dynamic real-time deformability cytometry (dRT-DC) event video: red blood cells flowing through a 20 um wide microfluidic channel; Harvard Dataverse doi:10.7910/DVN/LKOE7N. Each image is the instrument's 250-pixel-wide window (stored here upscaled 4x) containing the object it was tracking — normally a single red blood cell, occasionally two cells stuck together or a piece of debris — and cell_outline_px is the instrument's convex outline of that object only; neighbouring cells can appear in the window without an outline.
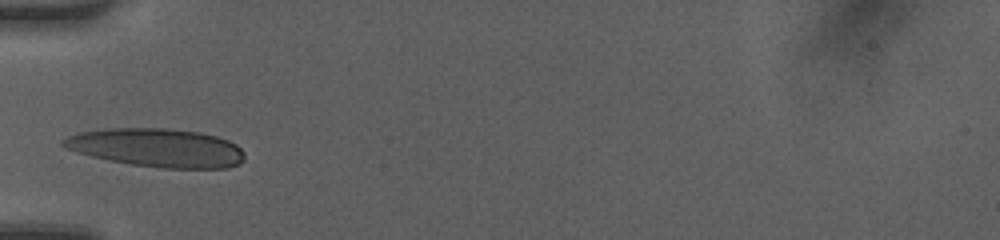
{"species": "human", "species_latin": "Homo sapiens", "temperature_condition": "room temperature", "stored_images_in_passage": 7, "camera_frame_rate_fps": 3000, "um_per_image_px": 0.085, "donor": {"sex": "female"}, "frame": {"image": 1, "passage_image": 4, "time_ms": 1.0, "image_size_px": [1000, 240], "cell_outline_px": [[244, 160], [240, 164], [228, 168], [164, 168], [132, 164], [92, 156], [64, 148], [60, 144], [60, 140], [68, 136], [80, 132], [104, 128], [164, 128], [200, 132], [216, 136], [228, 140], [236, 144], [244, 152]], "centroid_in_image_um": [13.34, 12.55], "position_along_channel_um": 71.7, "area_um2": 40.69}}
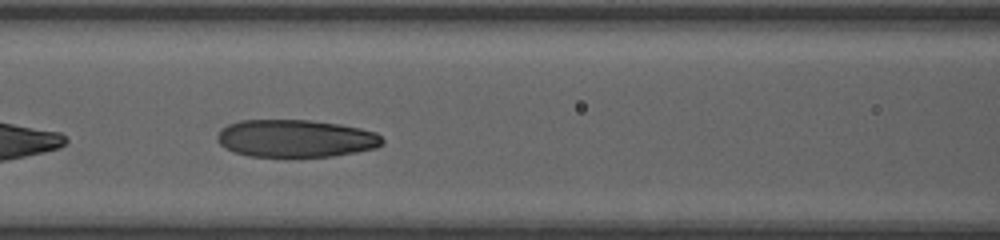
{"frame": {"image": 2, "passage_image": 6, "time_ms": 1.667, "image_size_px": [1000, 240], "cell_outline_px": [[384, 144], [376, 148], [356, 152], [332, 156], [248, 156], [232, 152], [224, 148], [216, 140], [216, 136], [228, 124], [240, 120], [308, 120], [340, 124], [360, 128], [376, 132], [384, 140]], "centroid_in_image_um": [25.13, 11.77], "position_along_channel_um": 141.5, "area_um2": 36.18}}